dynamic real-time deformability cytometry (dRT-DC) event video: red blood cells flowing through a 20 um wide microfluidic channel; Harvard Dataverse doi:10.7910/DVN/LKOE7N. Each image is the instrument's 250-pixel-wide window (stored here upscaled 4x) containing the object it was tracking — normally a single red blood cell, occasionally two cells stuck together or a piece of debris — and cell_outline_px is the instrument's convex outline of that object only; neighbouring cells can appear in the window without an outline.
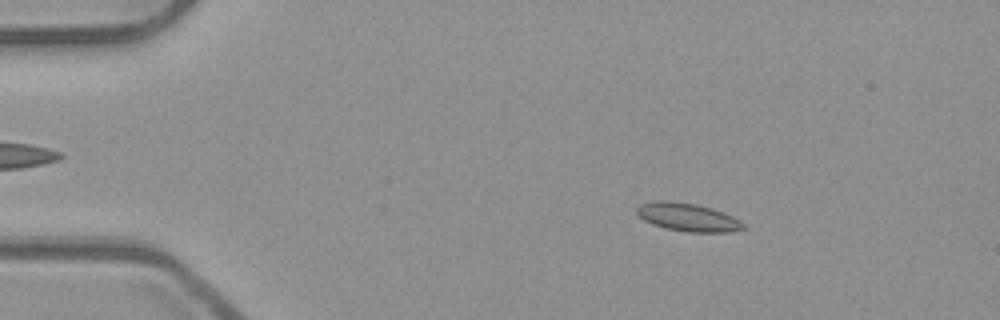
{"species": "common noctule bat (a hibernating species)", "species_latin": "Nyctalus noctula", "temperature_condition": "room temperature", "stored_images_in_passage": 47, "camera_frame_rate_fps": 3000, "um_per_image_px": 0.085, "animal": {"sex": "male", "body_mass_g": 23.1, "forearm_length_mm": 52.7}, "frame": {"image": 1, "passage_image": 3, "time_ms": 0.667, "image_size_px": [1000, 320], "cell_outline_px": [[748, 228], [728, 232], [688, 232], [664, 228], [652, 224], [644, 220], [636, 212], [636, 208], [640, 204], [656, 200], [668, 200], [696, 204], [712, 208], [732, 216], [744, 224]], "centroid_in_image_um": [58.45, 18.46], "position_along_channel_um": 26.6, "area_um2": 17.51}}
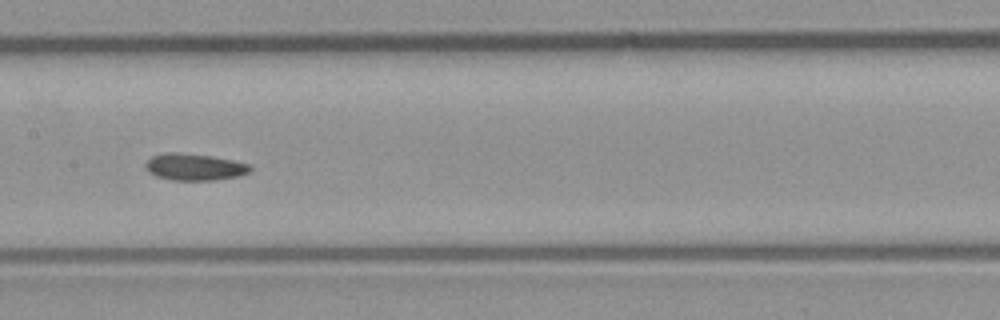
{"frame": {"image": 2, "passage_image": 21, "time_ms": 6.667, "image_size_px": [1000, 320], "cell_outline_px": [[252, 168], [248, 172], [240, 176], [216, 180], [172, 180], [156, 176], [148, 172], [144, 164], [152, 156], [168, 152], [176, 152], [212, 156], [252, 164]], "centroid_in_image_um": [16.55, 14.19], "position_along_channel_um": 190.9, "area_um2": 16.42}}
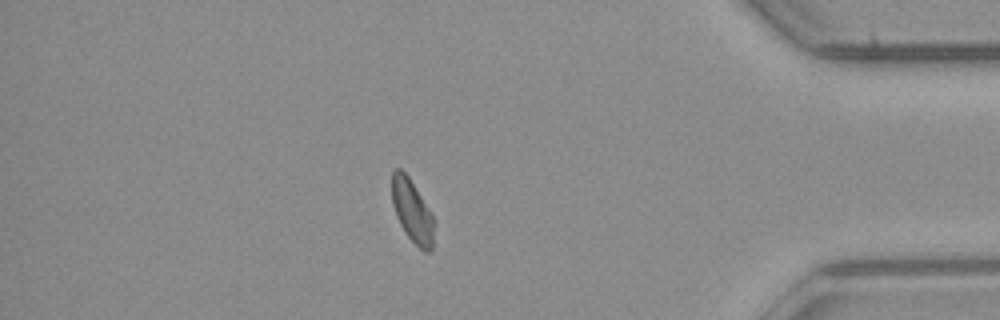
{"frame": {"image": 3, "passage_image": 40, "time_ms": 13.0, "image_size_px": [1000, 320], "cell_outline_px": [[432, 248], [428, 252], [424, 252], [408, 236], [400, 224], [396, 216], [392, 204], [392, 172], [396, 168], [400, 168], [408, 176], [428, 208], [432, 216]], "centroid_in_image_um": [34.99, 17.91], "position_along_channel_um": 400.2, "area_um2": 14.85}, "authors_computed_cell_mechanics": {"area_um2": 16.0684, "velocity_mm_per_s": 3.9189, "shape_relaxation_time_tau1_ms": null, "shape_relaxation_time_tau2_ms": 7.8904, "deformation_change_tau1": null, "deformation_change_tau2": 0.0964}}